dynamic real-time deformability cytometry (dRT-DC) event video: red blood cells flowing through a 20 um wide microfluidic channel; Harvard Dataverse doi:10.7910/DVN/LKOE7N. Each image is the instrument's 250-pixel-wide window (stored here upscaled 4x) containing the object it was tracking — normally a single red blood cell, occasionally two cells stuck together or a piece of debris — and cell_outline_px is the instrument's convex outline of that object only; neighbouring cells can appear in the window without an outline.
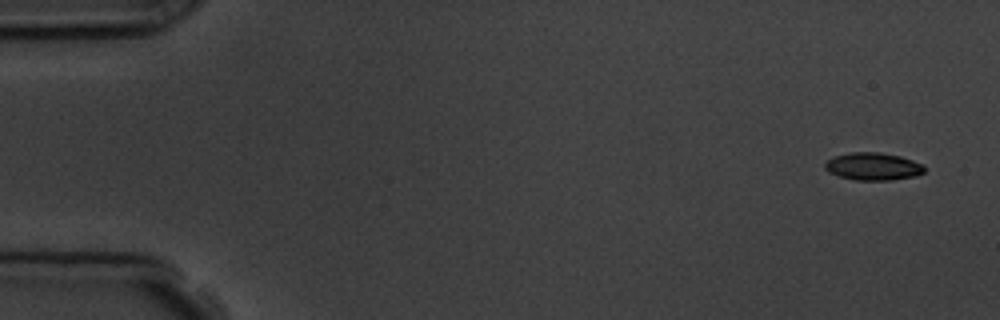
{"species": "common noctule bat (a hibernating species)", "species_latin": "Nyctalus noctula", "temperature_condition": "room temperature", "stored_images_in_passage": 10, "camera_frame_rate_fps": 3000, "um_per_image_px": 0.085, "animal": {"sex": "male", "body_mass_g": 19.5, "forearm_length_mm": 54.6}, "frame": {"image": 1, "passage_image": 1, "time_ms": 0.0, "image_size_px": [1000, 320], "cell_outline_px": [[924, 172], [916, 176], [892, 180], [856, 180], [840, 176], [828, 172], [824, 168], [824, 164], [828, 160], [836, 156], [852, 152], [880, 152], [900, 156], [924, 164]], "centroid_in_image_um": [74.23, 14.15], "position_along_channel_um": 10.8, "area_um2": 15.95}}
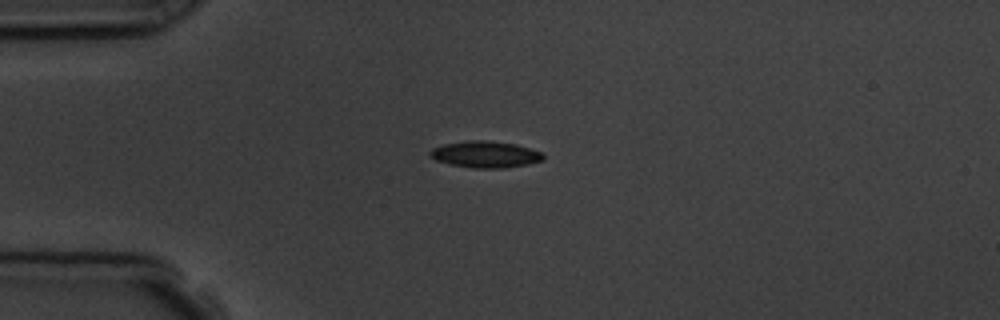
{"frame": {"image": 2, "passage_image": 4, "time_ms": 3.667, "image_size_px": [1000, 320], "cell_outline_px": [[544, 160], [528, 164], [500, 168], [472, 168], [452, 164], [436, 160], [428, 156], [428, 152], [432, 148], [444, 144], [468, 140], [484, 140], [516, 144], [540, 152], [544, 156]], "centroid_in_image_um": [41.22, 13.12], "position_along_channel_um": 43.8, "area_um2": 17.4}}
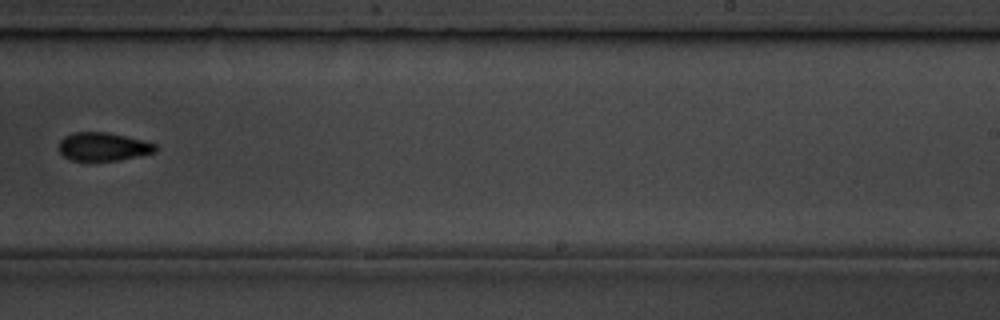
{"frame": {"image": 3, "passage_image": 10, "time_ms": 10.333, "image_size_px": [1000, 320], "cell_outline_px": [[156, 152], [116, 160], [88, 164], [72, 160], [64, 156], [60, 152], [60, 140], [64, 136], [72, 132], [108, 132], [156, 144]], "centroid_in_image_um": [8.7, 12.5], "position_along_channel_um": 280.3, "area_um2": 16.24}}